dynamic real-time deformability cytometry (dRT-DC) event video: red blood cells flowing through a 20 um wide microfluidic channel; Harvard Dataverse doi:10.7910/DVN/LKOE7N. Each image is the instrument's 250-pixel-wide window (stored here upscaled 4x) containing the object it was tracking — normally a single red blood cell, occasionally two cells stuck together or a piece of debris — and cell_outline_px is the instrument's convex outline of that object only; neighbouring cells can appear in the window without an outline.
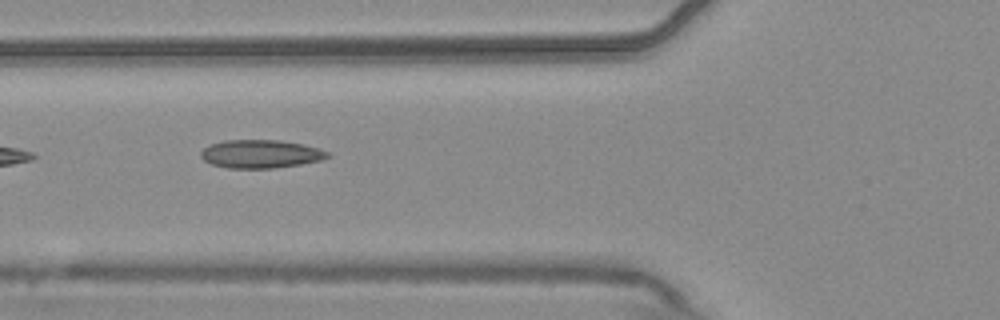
{"species": "common noctule bat (a hibernating species)", "species_latin": "Nyctalus noctula", "temperature_condition": "warm", "stored_images_in_passage": 7, "camera_frame_rate_fps": 3000, "um_per_image_px": 0.085, "animal": {"sex": "male", "body_mass_g": 20.4}, "frame": {"image": 1, "passage_image": 6, "time_ms": 1.667, "image_size_px": [1000, 320], "cell_outline_px": [[332, 156], [320, 160], [300, 164], [272, 168], [228, 168], [212, 164], [204, 160], [200, 156], [200, 152], [204, 148], [212, 144], [224, 140], [280, 140], [304, 144], [328, 152]], "centroid_in_image_um": [22.15, 13.08], "position_along_channel_um": 103.7, "area_um2": 20.75}}
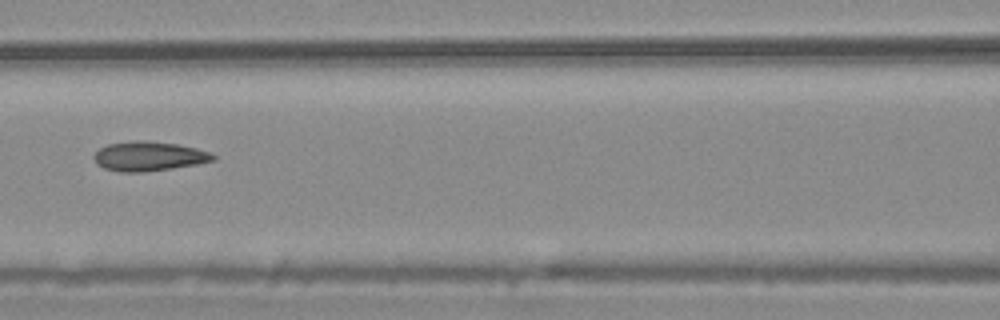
{"frame": {"image": 2, "passage_image": 7, "time_ms": 2.0, "image_size_px": [1000, 320], "cell_outline_px": [[216, 160], [196, 164], [172, 168], [140, 172], [120, 172], [104, 168], [96, 164], [92, 156], [100, 148], [108, 144], [136, 140], [144, 140], [176, 144], [196, 148], [208, 152], [216, 156]], "centroid_in_image_um": [12.62, 13.28], "position_along_channel_um": 154.0, "area_um2": 20.35}}